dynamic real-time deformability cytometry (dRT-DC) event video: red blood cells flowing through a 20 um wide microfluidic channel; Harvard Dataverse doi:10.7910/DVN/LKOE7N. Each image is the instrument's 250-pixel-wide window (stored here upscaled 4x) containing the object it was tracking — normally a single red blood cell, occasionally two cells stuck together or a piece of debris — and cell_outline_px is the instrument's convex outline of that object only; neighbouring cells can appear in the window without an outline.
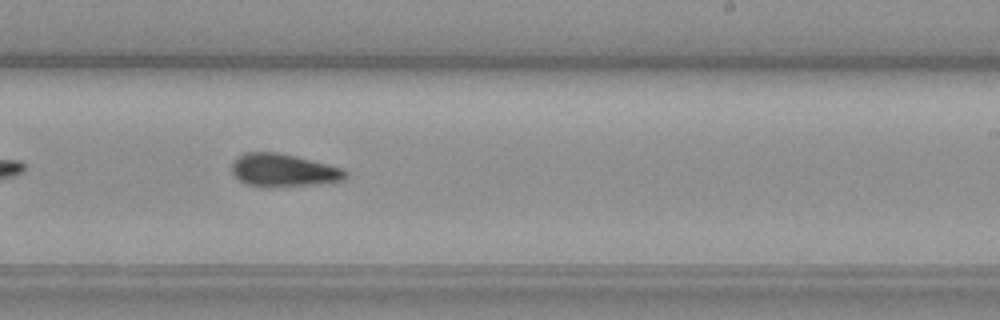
{"species": "common noctule bat (a hibernating species)", "species_latin": "Nyctalus noctula", "temperature_condition": "warm", "stored_images_in_passage": 24, "camera_frame_rate_fps": 3000, "um_per_image_px": 0.085, "animal": {"sex": "female", "body_mass_g": 19.3, "forearm_length_mm": 54.1}, "frame": {"image": 1, "passage_image": 20, "time_ms": 6.333, "image_size_px": [1000, 320], "cell_outline_px": [[348, 176], [344, 180], [320, 184], [248, 184], [240, 180], [232, 172], [232, 164], [236, 156], [244, 152], [276, 152], [296, 156], [344, 168], [348, 172]], "centroid_in_image_um": [24.14, 14.42], "position_along_channel_um": 264.9, "area_um2": 21.1}}